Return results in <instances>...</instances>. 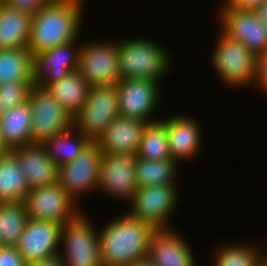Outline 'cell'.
Returning a JSON list of instances; mask_svg holds the SVG:
<instances>
[{"label": "cell", "instance_id": "6da1fadb", "mask_svg": "<svg viewBox=\"0 0 267 266\" xmlns=\"http://www.w3.org/2000/svg\"><path fill=\"white\" fill-rule=\"evenodd\" d=\"M84 0H51L34 13L27 48L33 55L76 40L84 24Z\"/></svg>", "mask_w": 267, "mask_h": 266}, {"label": "cell", "instance_id": "7a4b0ae2", "mask_svg": "<svg viewBox=\"0 0 267 266\" xmlns=\"http://www.w3.org/2000/svg\"><path fill=\"white\" fill-rule=\"evenodd\" d=\"M104 226L98 230L102 265L129 266L148 256L151 225L125 213Z\"/></svg>", "mask_w": 267, "mask_h": 266}, {"label": "cell", "instance_id": "3957f363", "mask_svg": "<svg viewBox=\"0 0 267 266\" xmlns=\"http://www.w3.org/2000/svg\"><path fill=\"white\" fill-rule=\"evenodd\" d=\"M117 55L121 80L149 79L160 82L174 64L171 62V53L169 55L160 42L149 38L119 40Z\"/></svg>", "mask_w": 267, "mask_h": 266}, {"label": "cell", "instance_id": "277c9868", "mask_svg": "<svg viewBox=\"0 0 267 266\" xmlns=\"http://www.w3.org/2000/svg\"><path fill=\"white\" fill-rule=\"evenodd\" d=\"M92 222L81 210L61 227L58 256L64 266H102L99 234Z\"/></svg>", "mask_w": 267, "mask_h": 266}, {"label": "cell", "instance_id": "5b68a950", "mask_svg": "<svg viewBox=\"0 0 267 266\" xmlns=\"http://www.w3.org/2000/svg\"><path fill=\"white\" fill-rule=\"evenodd\" d=\"M219 31L211 60L218 78L235 89L253 84L257 55L240 41Z\"/></svg>", "mask_w": 267, "mask_h": 266}, {"label": "cell", "instance_id": "8992f818", "mask_svg": "<svg viewBox=\"0 0 267 266\" xmlns=\"http://www.w3.org/2000/svg\"><path fill=\"white\" fill-rule=\"evenodd\" d=\"M118 116L117 84L96 85L90 87L86 101L73 117V126L90 141L96 142Z\"/></svg>", "mask_w": 267, "mask_h": 266}, {"label": "cell", "instance_id": "52a82bcc", "mask_svg": "<svg viewBox=\"0 0 267 266\" xmlns=\"http://www.w3.org/2000/svg\"><path fill=\"white\" fill-rule=\"evenodd\" d=\"M177 184L150 185L138 187L131 202L130 211L133 217L151 225L155 230L171 229L169 218L180 202ZM179 196V197H178Z\"/></svg>", "mask_w": 267, "mask_h": 266}, {"label": "cell", "instance_id": "ba28073f", "mask_svg": "<svg viewBox=\"0 0 267 266\" xmlns=\"http://www.w3.org/2000/svg\"><path fill=\"white\" fill-rule=\"evenodd\" d=\"M28 102L32 112L31 143L43 144L73 127V116L45 88L33 85Z\"/></svg>", "mask_w": 267, "mask_h": 266}, {"label": "cell", "instance_id": "9c48e42d", "mask_svg": "<svg viewBox=\"0 0 267 266\" xmlns=\"http://www.w3.org/2000/svg\"><path fill=\"white\" fill-rule=\"evenodd\" d=\"M102 155L98 144L90 141L77 158L58 167L57 182L75 203L81 195L97 192Z\"/></svg>", "mask_w": 267, "mask_h": 266}, {"label": "cell", "instance_id": "30bf717a", "mask_svg": "<svg viewBox=\"0 0 267 266\" xmlns=\"http://www.w3.org/2000/svg\"><path fill=\"white\" fill-rule=\"evenodd\" d=\"M78 71L90 87L117 84L121 80L117 41L95 40V42L82 43Z\"/></svg>", "mask_w": 267, "mask_h": 266}, {"label": "cell", "instance_id": "8fae6325", "mask_svg": "<svg viewBox=\"0 0 267 266\" xmlns=\"http://www.w3.org/2000/svg\"><path fill=\"white\" fill-rule=\"evenodd\" d=\"M161 83L149 79L120 80L117 83L120 116L139 119L149 123L157 119L153 116L159 106Z\"/></svg>", "mask_w": 267, "mask_h": 266}, {"label": "cell", "instance_id": "7c38bea8", "mask_svg": "<svg viewBox=\"0 0 267 266\" xmlns=\"http://www.w3.org/2000/svg\"><path fill=\"white\" fill-rule=\"evenodd\" d=\"M24 202L29 218L54 221L62 226L81 212L78 203H75L58 182L31 189Z\"/></svg>", "mask_w": 267, "mask_h": 266}, {"label": "cell", "instance_id": "4fadbf2b", "mask_svg": "<svg viewBox=\"0 0 267 266\" xmlns=\"http://www.w3.org/2000/svg\"><path fill=\"white\" fill-rule=\"evenodd\" d=\"M219 8L218 25L228 36L240 41L256 55L267 50V26L259 19L255 10L227 6Z\"/></svg>", "mask_w": 267, "mask_h": 266}, {"label": "cell", "instance_id": "5bb4252c", "mask_svg": "<svg viewBox=\"0 0 267 266\" xmlns=\"http://www.w3.org/2000/svg\"><path fill=\"white\" fill-rule=\"evenodd\" d=\"M137 158L135 154H103L97 191L116 199H124L125 202L130 201L138 189L135 168Z\"/></svg>", "mask_w": 267, "mask_h": 266}, {"label": "cell", "instance_id": "9a60e30c", "mask_svg": "<svg viewBox=\"0 0 267 266\" xmlns=\"http://www.w3.org/2000/svg\"><path fill=\"white\" fill-rule=\"evenodd\" d=\"M76 39L33 55L32 83L45 88L68 73L78 70L82 46ZM79 43V44H76Z\"/></svg>", "mask_w": 267, "mask_h": 266}, {"label": "cell", "instance_id": "2e32d148", "mask_svg": "<svg viewBox=\"0 0 267 266\" xmlns=\"http://www.w3.org/2000/svg\"><path fill=\"white\" fill-rule=\"evenodd\" d=\"M61 224L29 218L16 245L26 264L58 255Z\"/></svg>", "mask_w": 267, "mask_h": 266}, {"label": "cell", "instance_id": "e0dca14e", "mask_svg": "<svg viewBox=\"0 0 267 266\" xmlns=\"http://www.w3.org/2000/svg\"><path fill=\"white\" fill-rule=\"evenodd\" d=\"M167 129V138L171 159L178 164L189 162L200 153L202 133L199 122L189 115H172L167 118H160Z\"/></svg>", "mask_w": 267, "mask_h": 266}, {"label": "cell", "instance_id": "ac0fdd59", "mask_svg": "<svg viewBox=\"0 0 267 266\" xmlns=\"http://www.w3.org/2000/svg\"><path fill=\"white\" fill-rule=\"evenodd\" d=\"M171 229L155 230L147 258L155 266H196V257L185 238Z\"/></svg>", "mask_w": 267, "mask_h": 266}, {"label": "cell", "instance_id": "d6986e66", "mask_svg": "<svg viewBox=\"0 0 267 266\" xmlns=\"http://www.w3.org/2000/svg\"><path fill=\"white\" fill-rule=\"evenodd\" d=\"M147 123L139 119L116 117L96 140L102 154L138 153L143 129Z\"/></svg>", "mask_w": 267, "mask_h": 266}, {"label": "cell", "instance_id": "ffe728a7", "mask_svg": "<svg viewBox=\"0 0 267 266\" xmlns=\"http://www.w3.org/2000/svg\"><path fill=\"white\" fill-rule=\"evenodd\" d=\"M26 174L29 189L49 186L57 182L58 167L47 155L42 144H26L11 150Z\"/></svg>", "mask_w": 267, "mask_h": 266}, {"label": "cell", "instance_id": "44dd1931", "mask_svg": "<svg viewBox=\"0 0 267 266\" xmlns=\"http://www.w3.org/2000/svg\"><path fill=\"white\" fill-rule=\"evenodd\" d=\"M32 16L0 3V49L27 48Z\"/></svg>", "mask_w": 267, "mask_h": 266}, {"label": "cell", "instance_id": "7402d4cb", "mask_svg": "<svg viewBox=\"0 0 267 266\" xmlns=\"http://www.w3.org/2000/svg\"><path fill=\"white\" fill-rule=\"evenodd\" d=\"M31 122L32 112L28 101L0 115V131L10 150L31 144Z\"/></svg>", "mask_w": 267, "mask_h": 266}, {"label": "cell", "instance_id": "603a6c76", "mask_svg": "<svg viewBox=\"0 0 267 266\" xmlns=\"http://www.w3.org/2000/svg\"><path fill=\"white\" fill-rule=\"evenodd\" d=\"M45 89L74 117L86 101L90 86L75 70L47 85Z\"/></svg>", "mask_w": 267, "mask_h": 266}, {"label": "cell", "instance_id": "cb8c5ba5", "mask_svg": "<svg viewBox=\"0 0 267 266\" xmlns=\"http://www.w3.org/2000/svg\"><path fill=\"white\" fill-rule=\"evenodd\" d=\"M26 174L16 155L10 151L0 156V203L24 201L28 192Z\"/></svg>", "mask_w": 267, "mask_h": 266}, {"label": "cell", "instance_id": "d4e9b609", "mask_svg": "<svg viewBox=\"0 0 267 266\" xmlns=\"http://www.w3.org/2000/svg\"><path fill=\"white\" fill-rule=\"evenodd\" d=\"M89 142L90 140L73 126L42 145L50 159L59 167L77 158Z\"/></svg>", "mask_w": 267, "mask_h": 266}, {"label": "cell", "instance_id": "484cf974", "mask_svg": "<svg viewBox=\"0 0 267 266\" xmlns=\"http://www.w3.org/2000/svg\"><path fill=\"white\" fill-rule=\"evenodd\" d=\"M33 54L28 48L0 49V85L32 81Z\"/></svg>", "mask_w": 267, "mask_h": 266}, {"label": "cell", "instance_id": "4316f807", "mask_svg": "<svg viewBox=\"0 0 267 266\" xmlns=\"http://www.w3.org/2000/svg\"><path fill=\"white\" fill-rule=\"evenodd\" d=\"M179 167L180 164L172 159L154 161L137 158L135 168L138 187L177 184L175 178Z\"/></svg>", "mask_w": 267, "mask_h": 266}, {"label": "cell", "instance_id": "83f0119b", "mask_svg": "<svg viewBox=\"0 0 267 266\" xmlns=\"http://www.w3.org/2000/svg\"><path fill=\"white\" fill-rule=\"evenodd\" d=\"M29 217L24 201L0 203L2 245L16 246Z\"/></svg>", "mask_w": 267, "mask_h": 266}, {"label": "cell", "instance_id": "f1b7e54d", "mask_svg": "<svg viewBox=\"0 0 267 266\" xmlns=\"http://www.w3.org/2000/svg\"><path fill=\"white\" fill-rule=\"evenodd\" d=\"M137 157L154 161L171 159L167 129L161 119L149 122L145 125Z\"/></svg>", "mask_w": 267, "mask_h": 266}, {"label": "cell", "instance_id": "f546056e", "mask_svg": "<svg viewBox=\"0 0 267 266\" xmlns=\"http://www.w3.org/2000/svg\"><path fill=\"white\" fill-rule=\"evenodd\" d=\"M254 244L232 242L221 244L213 256L214 266H258L261 257L260 247Z\"/></svg>", "mask_w": 267, "mask_h": 266}, {"label": "cell", "instance_id": "4dcf8cb0", "mask_svg": "<svg viewBox=\"0 0 267 266\" xmlns=\"http://www.w3.org/2000/svg\"><path fill=\"white\" fill-rule=\"evenodd\" d=\"M32 86V81H9L0 85V115L16 105L27 102Z\"/></svg>", "mask_w": 267, "mask_h": 266}, {"label": "cell", "instance_id": "1f68e13d", "mask_svg": "<svg viewBox=\"0 0 267 266\" xmlns=\"http://www.w3.org/2000/svg\"><path fill=\"white\" fill-rule=\"evenodd\" d=\"M0 266H27L16 246L0 245Z\"/></svg>", "mask_w": 267, "mask_h": 266}, {"label": "cell", "instance_id": "d6a6232c", "mask_svg": "<svg viewBox=\"0 0 267 266\" xmlns=\"http://www.w3.org/2000/svg\"><path fill=\"white\" fill-rule=\"evenodd\" d=\"M253 85L267 94V50L257 55L255 78Z\"/></svg>", "mask_w": 267, "mask_h": 266}, {"label": "cell", "instance_id": "836d02e7", "mask_svg": "<svg viewBox=\"0 0 267 266\" xmlns=\"http://www.w3.org/2000/svg\"><path fill=\"white\" fill-rule=\"evenodd\" d=\"M50 1L51 0H3V3L11 8H16L33 15Z\"/></svg>", "mask_w": 267, "mask_h": 266}, {"label": "cell", "instance_id": "e575fe53", "mask_svg": "<svg viewBox=\"0 0 267 266\" xmlns=\"http://www.w3.org/2000/svg\"><path fill=\"white\" fill-rule=\"evenodd\" d=\"M264 0H226L224 3L227 6L255 10Z\"/></svg>", "mask_w": 267, "mask_h": 266}, {"label": "cell", "instance_id": "d590c367", "mask_svg": "<svg viewBox=\"0 0 267 266\" xmlns=\"http://www.w3.org/2000/svg\"><path fill=\"white\" fill-rule=\"evenodd\" d=\"M27 266H64V265L61 258L58 255H56L48 259L27 264Z\"/></svg>", "mask_w": 267, "mask_h": 266}, {"label": "cell", "instance_id": "8d00e7d4", "mask_svg": "<svg viewBox=\"0 0 267 266\" xmlns=\"http://www.w3.org/2000/svg\"><path fill=\"white\" fill-rule=\"evenodd\" d=\"M259 19L267 26V0H264L256 9Z\"/></svg>", "mask_w": 267, "mask_h": 266}, {"label": "cell", "instance_id": "74e56055", "mask_svg": "<svg viewBox=\"0 0 267 266\" xmlns=\"http://www.w3.org/2000/svg\"><path fill=\"white\" fill-rule=\"evenodd\" d=\"M129 266H155V265L152 264L151 261L146 257L144 259L131 263Z\"/></svg>", "mask_w": 267, "mask_h": 266}, {"label": "cell", "instance_id": "f35d334b", "mask_svg": "<svg viewBox=\"0 0 267 266\" xmlns=\"http://www.w3.org/2000/svg\"><path fill=\"white\" fill-rule=\"evenodd\" d=\"M11 150L6 146L3 138H2V134H1V131H0V156L1 155H4L8 152H10Z\"/></svg>", "mask_w": 267, "mask_h": 266}, {"label": "cell", "instance_id": "ab89813d", "mask_svg": "<svg viewBox=\"0 0 267 266\" xmlns=\"http://www.w3.org/2000/svg\"><path fill=\"white\" fill-rule=\"evenodd\" d=\"M258 266H267V249L263 250V252L261 253Z\"/></svg>", "mask_w": 267, "mask_h": 266}]
</instances>
